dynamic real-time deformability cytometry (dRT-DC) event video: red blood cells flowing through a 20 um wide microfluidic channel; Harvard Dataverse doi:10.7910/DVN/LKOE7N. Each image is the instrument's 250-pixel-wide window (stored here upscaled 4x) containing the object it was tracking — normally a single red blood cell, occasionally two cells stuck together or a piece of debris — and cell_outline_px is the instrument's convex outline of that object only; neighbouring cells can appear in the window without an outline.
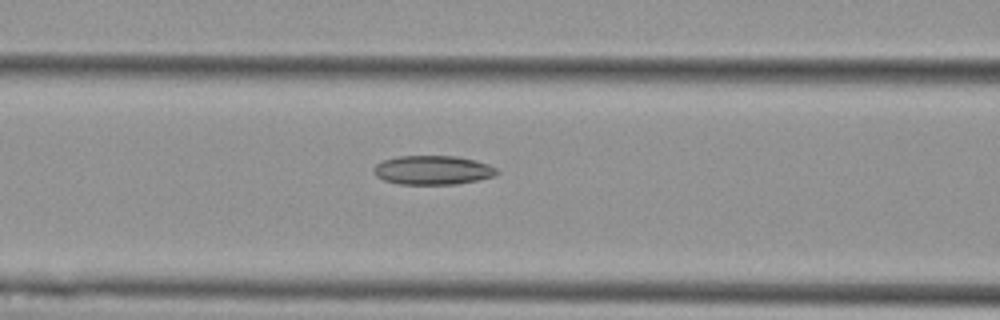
{"species": "Egyptian fruit bat (a non-hibernating species)", "species_latin": "Rousettus aegyptiacus", "temperature_condition": "cold", "stored_images_in_passage": 18, "camera_frame_rate_fps": 3000, "um_per_image_px": 0.085, "animal": {"sex": "female"}, "frame": {"image": 1, "passage_image": 13, "time_ms": 4.0, "image_size_px": [1000, 320], "cell_outline_px": [[500, 172], [496, 176], [456, 184], [396, 184], [384, 180], [376, 176], [372, 172], [372, 168], [376, 164], [384, 160], [400, 156], [456, 156], [476, 160], [488, 164], [496, 168]], "centroid_in_image_um": [36.78, 14.46], "position_along_channel_um": 129.8, "area_um2": 20.98}}
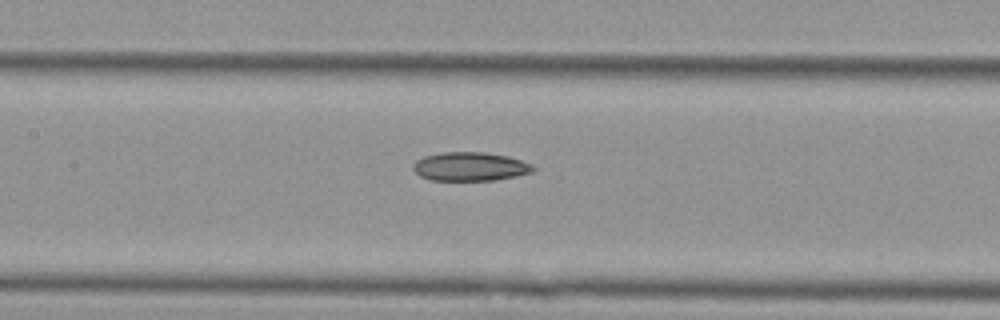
{"frame": {"image": 2, "passage_image": 16, "time_ms": 5.0, "image_size_px": [1000, 320], "cell_outline_px": [[536, 168], [532, 172], [516, 176], [496, 180], [432, 180], [420, 176], [412, 168], [412, 164], [416, 160], [424, 156], [444, 152], [484, 152], [508, 156], [532, 164]], "centroid_in_image_um": [39.96, 14.15], "position_along_channel_um": 167.4, "area_um2": 20.11}}